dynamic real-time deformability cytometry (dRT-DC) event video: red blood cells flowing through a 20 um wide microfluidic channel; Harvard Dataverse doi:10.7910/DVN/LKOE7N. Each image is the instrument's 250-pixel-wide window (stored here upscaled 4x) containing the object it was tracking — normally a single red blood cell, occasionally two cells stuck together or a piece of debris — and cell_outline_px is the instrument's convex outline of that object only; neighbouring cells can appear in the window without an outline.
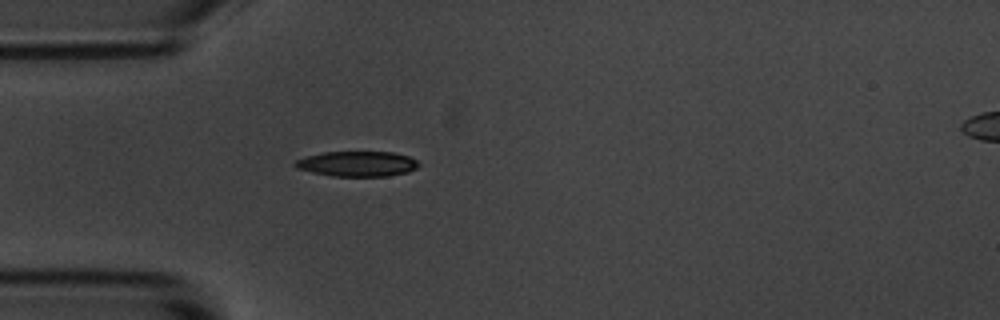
{"species": "common noctule bat (a hibernating species)", "species_latin": "Nyctalus noctula", "temperature_condition": "room temperature", "stored_images_in_passage": 6, "camera_frame_rate_fps": 3000, "um_per_image_px": 0.085, "animal": {"sex": "male", "body_mass_g": 20.1, "forearm_length_mm": 53.5}, "frame": {"image": 1, "passage_image": 1, "time_ms": 0.0, "image_size_px": [1000, 320], "cell_outline_px": [[420, 164], [416, 168], [408, 172], [388, 176], [332, 176], [312, 172], [296, 168], [292, 164], [296, 160], [304, 156], [324, 152], [392, 152], [408, 156], [416, 160]], "centroid_in_image_um": [30.34, 13.92], "position_along_channel_um": 54.7, "area_um2": 18.21}}
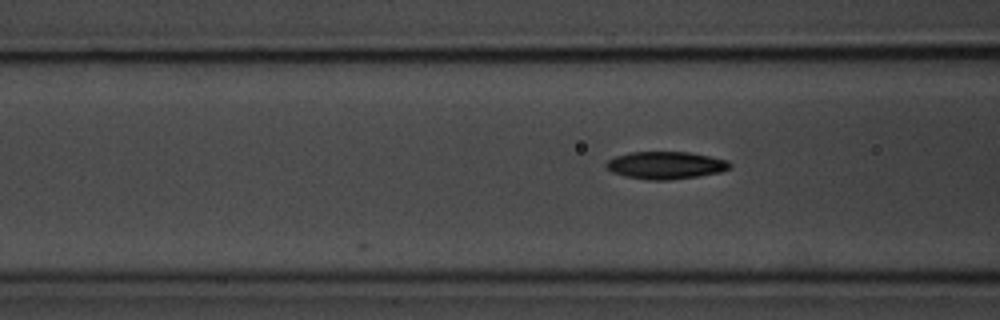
{"frame": {"image": 2, "passage_image": 6, "time_ms": 1.667, "image_size_px": [1000, 320], "cell_outline_px": [[732, 168], [720, 172], [696, 176], [668, 180], [648, 180], [624, 176], [612, 172], [604, 164], [608, 160], [616, 156], [628, 152], [688, 152], [728, 160], [732, 164]], "centroid_in_image_um": [56.58, 14.04], "position_along_channel_um": 110.0, "area_um2": 19.77}}